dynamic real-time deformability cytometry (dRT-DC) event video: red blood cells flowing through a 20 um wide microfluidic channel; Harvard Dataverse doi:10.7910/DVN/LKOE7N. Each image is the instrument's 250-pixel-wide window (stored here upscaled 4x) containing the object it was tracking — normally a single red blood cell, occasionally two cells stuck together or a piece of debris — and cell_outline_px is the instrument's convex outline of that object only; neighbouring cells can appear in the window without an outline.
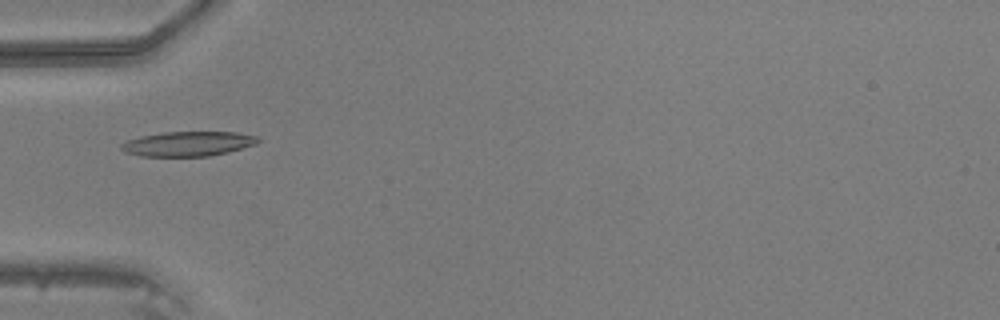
{"species": "common noctule bat (a hibernating species)", "species_latin": "Nyctalus noctula", "temperature_condition": "warm", "stored_images_in_passage": 34, "camera_frame_rate_fps": 3000, "um_per_image_px": 0.085, "animal": {"sex": "male", "body_mass_g": 20.5, "forearm_length_mm": 52.5}, "frame": {"image": 1, "passage_image": 2, "time_ms": 0.333, "image_size_px": [1000, 320], "cell_outline_px": [[260, 140], [256, 144], [228, 152], [208, 156], [140, 156], [124, 152], [120, 148], [120, 144], [128, 140], [140, 136], [164, 132], [236, 132], [260, 136]], "centroid_in_image_um": [15.99, 12.22], "position_along_channel_um": 69.0, "area_um2": 19.77}}
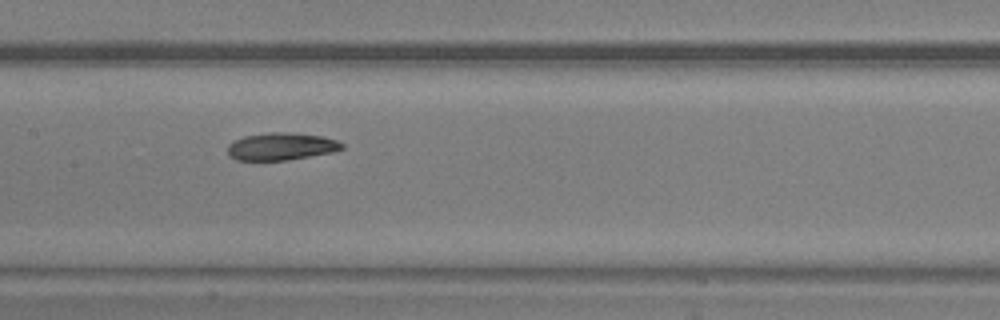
{"frame": {"image": 2, "passage_image": 10, "time_ms": 3.0, "image_size_px": [1000, 320], "cell_outline_px": [[344, 148], [332, 152], [288, 160], [236, 160], [228, 156], [228, 144], [232, 140], [244, 136], [272, 132], [284, 132], [320, 136], [336, 140], [344, 144]], "centroid_in_image_um": [23.86, 12.45], "position_along_channel_um": 183.5, "area_um2": 18.21}}
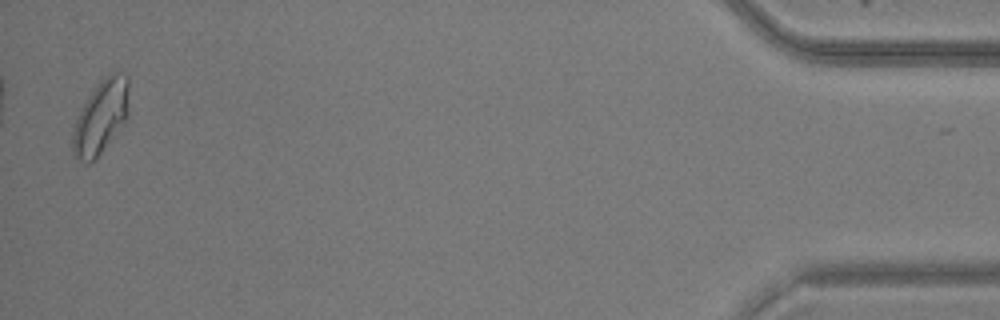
{"frame": {"image": 3, "passage_image": 33, "time_ms": 10.667, "image_size_px": [1000, 320], "cell_outline_px": [[128, 120], [100, 152], [88, 164], [84, 164], [72, 156], [72, 132], [76, 120], [92, 88], [108, 72], [124, 72], [128, 76]], "centroid_in_image_um": [8.58, 9.91], "position_along_channel_um": 426.6, "area_um2": 24.45}}